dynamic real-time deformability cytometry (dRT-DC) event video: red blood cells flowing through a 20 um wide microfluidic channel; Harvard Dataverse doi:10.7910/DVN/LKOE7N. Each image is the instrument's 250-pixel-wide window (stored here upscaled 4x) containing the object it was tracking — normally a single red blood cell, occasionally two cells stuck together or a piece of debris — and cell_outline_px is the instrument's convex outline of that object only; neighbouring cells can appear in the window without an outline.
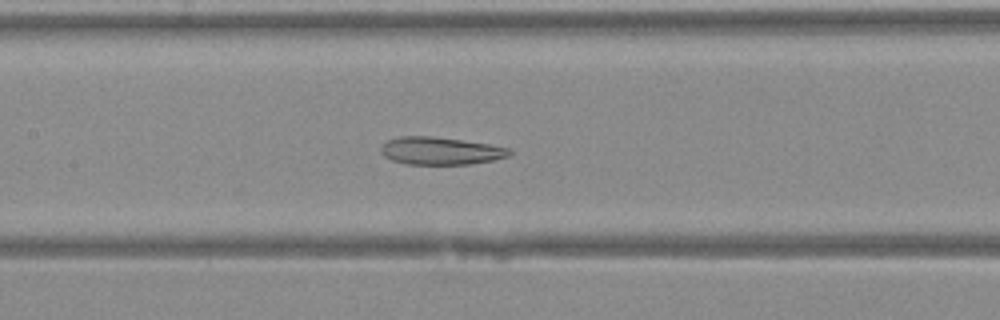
{"species": "Egyptian fruit bat (a non-hibernating species)", "species_latin": "Rousettus aegyptiacus", "temperature_condition": "warm", "stored_images_in_passage": 42, "camera_frame_rate_fps": 3000, "um_per_image_px": 0.085, "animal": {"sex": "female"}, "frame": {"image": 1, "passage_image": 21, "time_ms": 6.667, "image_size_px": [1000, 320], "cell_outline_px": [[512, 152], [508, 156], [496, 160], [468, 164], [408, 164], [392, 160], [384, 156], [380, 152], [380, 148], [388, 140], [400, 136], [432, 136], [488, 144], [512, 148]], "centroid_in_image_um": [37.46, 12.82], "position_along_channel_um": 169.9, "area_um2": 20.63}}
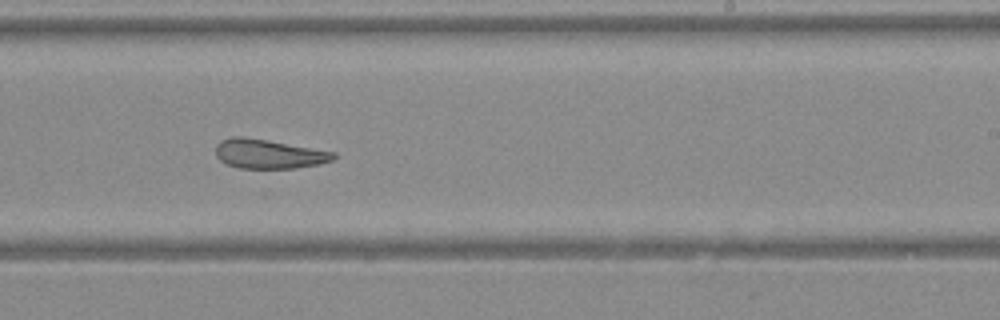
{"frame": {"image": 2, "passage_image": 27, "time_ms": 8.667, "image_size_px": [1000, 320], "cell_outline_px": [[336, 156], [332, 160], [320, 164], [296, 168], [240, 168], [228, 164], [220, 160], [216, 156], [216, 144], [220, 140], [232, 136], [244, 136], [268, 140], [336, 152]], "centroid_in_image_um": [22.83, 13.07], "position_along_channel_um": 266.2, "area_um2": 20.17}}
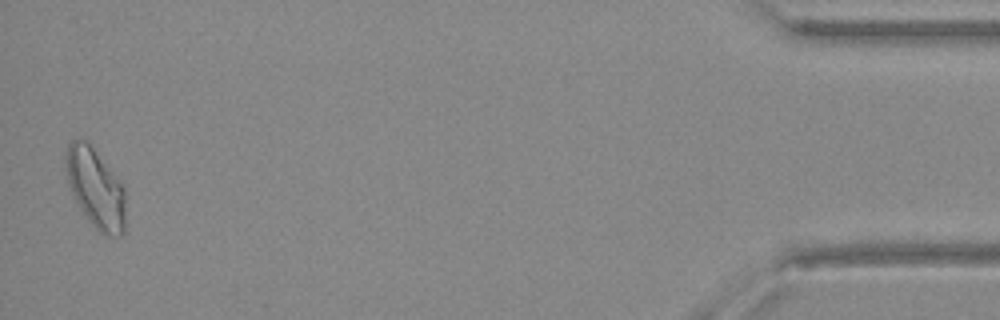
{"frame": {"image": 3, "passage_image": 42, "time_ms": 13.667, "image_size_px": [1000, 320], "cell_outline_px": [[124, 232], [120, 236], [108, 236], [100, 232], [92, 224], [76, 200], [72, 192], [68, 180], [68, 144], [72, 140], [80, 136], [88, 140], [124, 188]], "centroid_in_image_um": [8.15, 15.98], "position_along_channel_um": 427.1, "area_um2": 26.76}}